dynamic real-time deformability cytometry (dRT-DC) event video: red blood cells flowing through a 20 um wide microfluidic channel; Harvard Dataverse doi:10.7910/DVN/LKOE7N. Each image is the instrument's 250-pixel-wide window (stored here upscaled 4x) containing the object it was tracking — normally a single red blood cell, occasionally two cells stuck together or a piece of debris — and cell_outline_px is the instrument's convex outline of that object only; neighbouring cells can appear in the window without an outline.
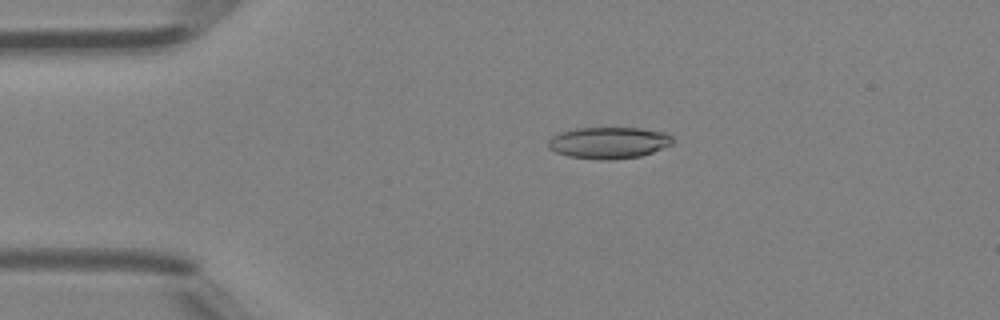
{"species": "Egyptian fruit bat (a non-hibernating species)", "species_latin": "Rousettus aegyptiacus", "temperature_condition": "room temperature", "stored_images_in_passage": 4, "camera_frame_rate_fps": 3000, "um_per_image_px": 0.085, "animal": {"sex": "female"}, "frame": {"image": 1, "passage_image": 3, "time_ms": 0.667, "image_size_px": [1000, 320], "cell_outline_px": [[672, 144], [652, 152], [640, 156], [608, 160], [600, 160], [568, 156], [556, 152], [548, 148], [548, 140], [552, 136], [560, 132], [576, 128], [640, 128], [664, 132], [672, 136]], "centroid_in_image_um": [51.72, 12.13], "position_along_channel_um": 33.3, "area_um2": 22.83}}